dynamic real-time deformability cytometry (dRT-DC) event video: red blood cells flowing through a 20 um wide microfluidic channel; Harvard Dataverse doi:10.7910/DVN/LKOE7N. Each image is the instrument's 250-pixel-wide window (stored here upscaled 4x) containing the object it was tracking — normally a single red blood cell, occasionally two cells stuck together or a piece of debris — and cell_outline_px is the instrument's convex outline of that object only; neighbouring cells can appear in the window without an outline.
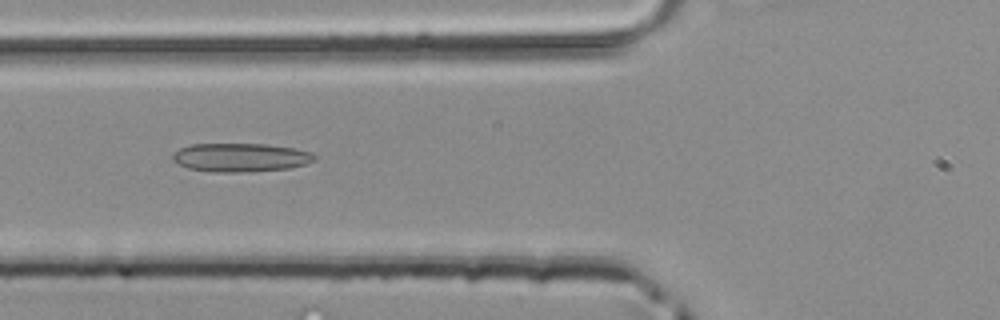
{"species": "common noctule bat (a hibernating species)", "species_latin": "Nyctalus noctula", "temperature_condition": "room temperature", "stored_images_in_passage": 31, "camera_frame_rate_fps": 3000, "um_per_image_px": 0.085, "animal": {"sex": "male", "body_mass_g": 20.4}, "frame": {"image": 1, "passage_image": 4, "time_ms": 1.0, "image_size_px": [1000, 320], "cell_outline_px": [[316, 156], [312, 160], [304, 164], [288, 168], [244, 172], [212, 172], [188, 168], [176, 164], [172, 160], [172, 152], [180, 148], [192, 144], [268, 144], [296, 148], [312, 152]], "centroid_in_image_um": [20.39, 13.38], "position_along_channel_um": 105.4, "area_um2": 23.76}}
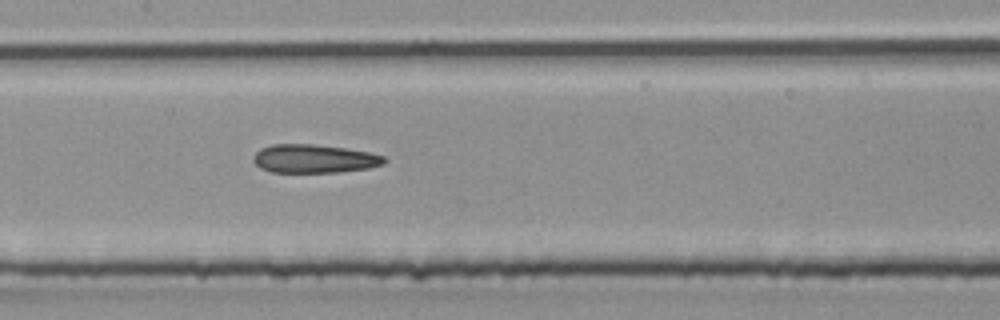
{"frame": {"image": 2, "passage_image": 9, "time_ms": 2.667, "image_size_px": [1000, 320], "cell_outline_px": [[388, 160], [384, 164], [368, 168], [336, 172], [272, 172], [260, 168], [252, 160], [252, 156], [260, 148], [272, 144], [312, 144], [344, 148], [368, 152], [384, 156]], "centroid_in_image_um": [26.68, 13.49], "position_along_channel_um": 180.7, "area_um2": 21.73}}
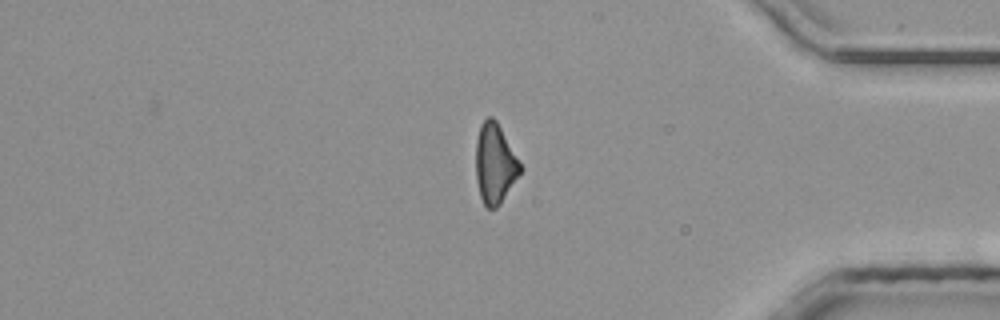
{"frame": {"image": 3, "passage_image": 25, "time_ms": 8.0, "image_size_px": [1000, 320], "cell_outline_px": [[524, 168], [500, 204], [496, 208], [488, 208], [484, 204], [480, 196], [476, 180], [476, 140], [480, 124], [488, 116], [492, 116], [496, 120]], "centroid_in_image_um": [42.07, 13.9], "position_along_channel_um": 393.1, "area_um2": 20.75}}